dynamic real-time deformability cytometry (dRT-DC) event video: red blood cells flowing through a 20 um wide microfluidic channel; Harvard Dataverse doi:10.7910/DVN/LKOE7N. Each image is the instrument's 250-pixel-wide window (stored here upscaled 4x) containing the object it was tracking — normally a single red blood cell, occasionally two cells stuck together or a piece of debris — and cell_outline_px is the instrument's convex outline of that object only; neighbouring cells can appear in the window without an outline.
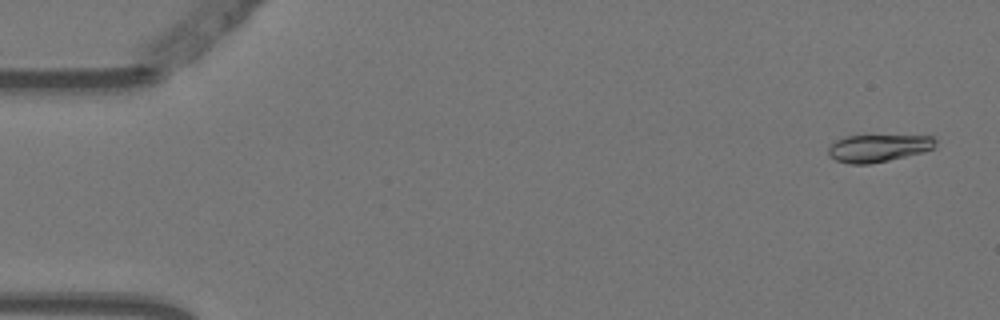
{"species": "Egyptian fruit bat (a non-hibernating species)", "species_latin": "Rousettus aegyptiacus", "temperature_condition": "warm", "stored_images_in_passage": 5, "camera_frame_rate_fps": 3000, "um_per_image_px": 0.085, "animal": {"sex": "female"}, "frame": {"image": 1, "passage_image": 1, "time_ms": 0.0, "image_size_px": [1000, 320], "cell_outline_px": [[936, 144], [932, 148], [924, 152], [888, 160], [868, 164], [848, 164], [836, 160], [828, 156], [828, 148], [836, 140], [844, 136], [932, 136], [936, 140]], "centroid_in_image_um": [74.62, 12.59], "position_along_channel_um": 10.4, "area_um2": 16.99}}
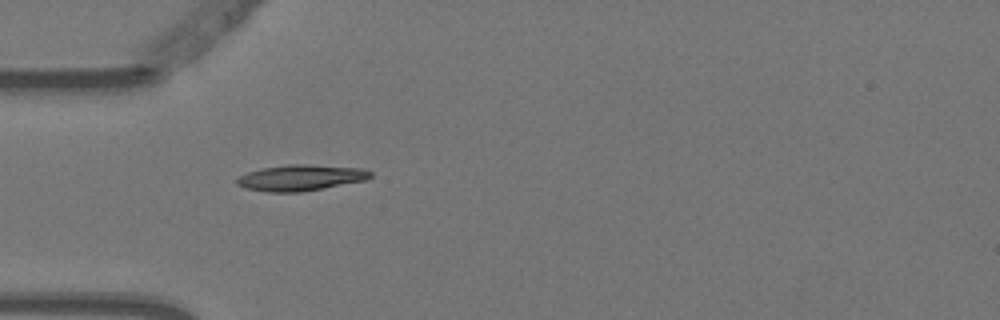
{"frame": {"image": 2, "passage_image": 5, "time_ms": 1.333, "image_size_px": [1000, 320], "cell_outline_px": [[372, 176], [368, 180], [324, 188], [300, 192], [268, 192], [244, 188], [236, 184], [236, 180], [240, 176], [248, 172], [264, 168], [288, 164], [308, 164], [364, 168], [372, 172]], "centroid_in_image_um": [25.61, 15.1], "position_along_channel_um": 59.4, "area_um2": 20.35}}